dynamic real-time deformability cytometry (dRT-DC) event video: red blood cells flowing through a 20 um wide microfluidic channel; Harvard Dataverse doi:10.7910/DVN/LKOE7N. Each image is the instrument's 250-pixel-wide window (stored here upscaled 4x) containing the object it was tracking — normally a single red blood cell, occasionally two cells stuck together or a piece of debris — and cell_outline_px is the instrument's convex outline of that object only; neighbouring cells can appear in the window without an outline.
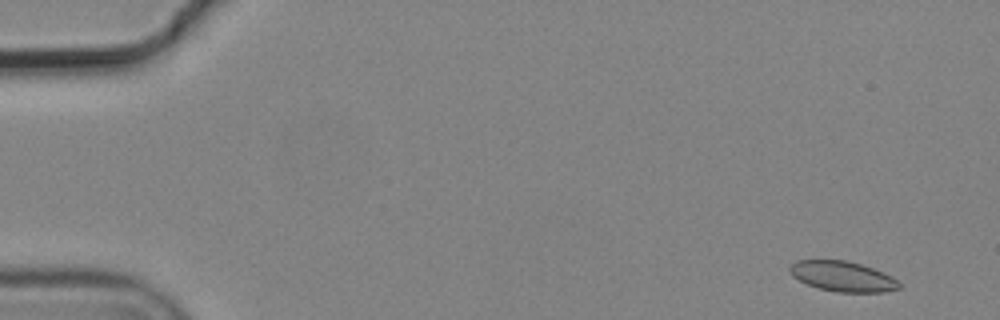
{"species": "common noctule bat (a hibernating species)", "species_latin": "Nyctalus noctula", "temperature_condition": "cold", "stored_images_in_passage": 3, "camera_frame_rate_fps": 3000, "um_per_image_px": 0.085, "animal": {"sex": "male", "body_mass_g": 19.2, "forearm_length_mm": 51.8}, "frame": {"image": 1, "passage_image": 1, "time_ms": 0.0, "image_size_px": [1000, 320], "cell_outline_px": [[900, 288], [884, 292], [836, 292], [820, 288], [808, 284], [792, 276], [788, 268], [796, 260], [844, 260], [860, 264], [872, 268], [892, 276], [900, 284]], "centroid_in_image_um": [71.61, 23.49], "position_along_channel_um": 13.4, "area_um2": 19.07}}